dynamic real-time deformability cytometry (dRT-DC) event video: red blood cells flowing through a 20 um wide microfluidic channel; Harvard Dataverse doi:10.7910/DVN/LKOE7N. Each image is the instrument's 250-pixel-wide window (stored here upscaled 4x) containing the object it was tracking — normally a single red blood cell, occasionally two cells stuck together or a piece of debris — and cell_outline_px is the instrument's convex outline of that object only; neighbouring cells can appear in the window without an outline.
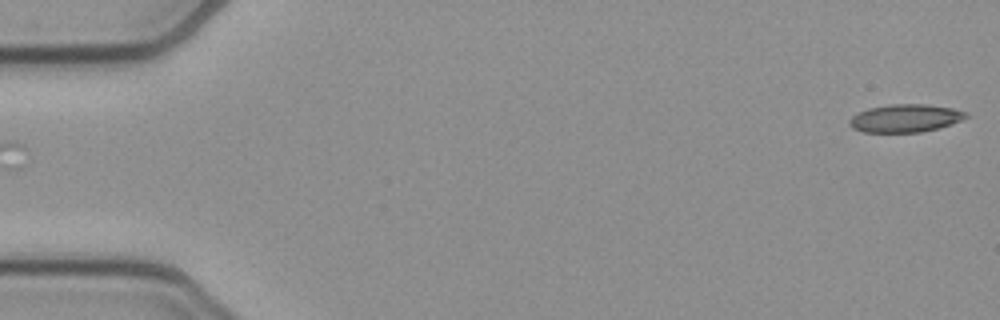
{"species": "common noctule bat (a hibernating species)", "species_latin": "Nyctalus noctula", "temperature_condition": "cold", "stored_images_in_passage": 27, "camera_frame_rate_fps": 3000, "um_per_image_px": 0.085, "animal": {"sex": "female", "body_mass_g": 21.9}, "frame": {"image": 1, "passage_image": 1, "time_ms": 0.0, "image_size_px": [1000, 320], "cell_outline_px": [[972, 116], [952, 124], [940, 128], [920, 132], [864, 132], [852, 128], [848, 124], [848, 120], [852, 116], [868, 108], [892, 104], [924, 104], [952, 108], [968, 112]], "centroid_in_image_um": [76.99, 10.05], "position_along_channel_um": 8.0, "area_um2": 19.13}}